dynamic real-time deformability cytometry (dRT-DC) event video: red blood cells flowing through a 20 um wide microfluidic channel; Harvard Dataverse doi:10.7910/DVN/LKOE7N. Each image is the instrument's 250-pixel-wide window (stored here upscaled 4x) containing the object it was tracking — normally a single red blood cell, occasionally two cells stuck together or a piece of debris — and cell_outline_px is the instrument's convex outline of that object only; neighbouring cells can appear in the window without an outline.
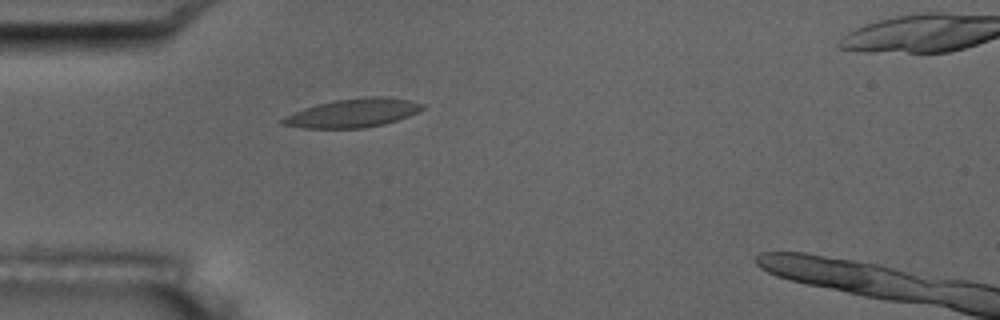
{"species": "common noctule bat (a hibernating species)", "species_latin": "Nyctalus noctula", "temperature_condition": "room temperature", "stored_images_in_passage": 2, "camera_frame_rate_fps": 3000, "um_per_image_px": 0.085, "animal": {"sex": "male", "body_mass_g": 17.5, "forearm_length_mm": 52.3}, "frame": {"image": 1, "passage_image": 1, "time_ms": 0.0, "image_size_px": [1000, 320], "cell_outline_px": [[428, 104], [424, 108], [408, 116], [384, 124], [364, 128], [304, 128], [280, 124], [280, 120], [284, 116], [304, 108], [336, 100], [364, 96], [380, 96], [412, 100]], "centroid_in_image_um": [30.03, 9.6], "position_along_channel_um": 55.0, "area_um2": 23.35}}